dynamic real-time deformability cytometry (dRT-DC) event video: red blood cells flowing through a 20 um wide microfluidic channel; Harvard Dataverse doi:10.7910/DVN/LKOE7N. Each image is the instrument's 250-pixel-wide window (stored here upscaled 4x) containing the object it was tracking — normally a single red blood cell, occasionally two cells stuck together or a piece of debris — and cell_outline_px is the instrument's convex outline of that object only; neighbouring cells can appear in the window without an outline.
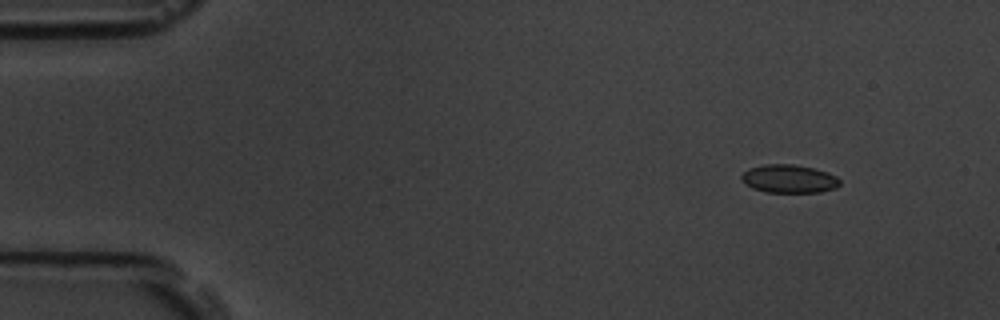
{"species": "common noctule bat (a hibernating species)", "species_latin": "Nyctalus noctula", "temperature_condition": "room temperature", "stored_images_in_passage": 5, "camera_frame_rate_fps": 3000, "um_per_image_px": 0.085, "animal": {"sex": "male", "body_mass_g": 19.5, "forearm_length_mm": 54.6}, "frame": {"image": 1, "passage_image": 2, "time_ms": 0.333, "image_size_px": [1000, 320], "cell_outline_px": [[840, 184], [836, 188], [820, 192], [764, 192], [752, 188], [744, 184], [740, 180], [740, 176], [748, 168], [764, 164], [792, 164], [812, 168], [828, 172], [836, 176], [840, 180]], "centroid_in_image_um": [67.03, 15.2], "position_along_channel_um": 18.0, "area_um2": 16.36}}
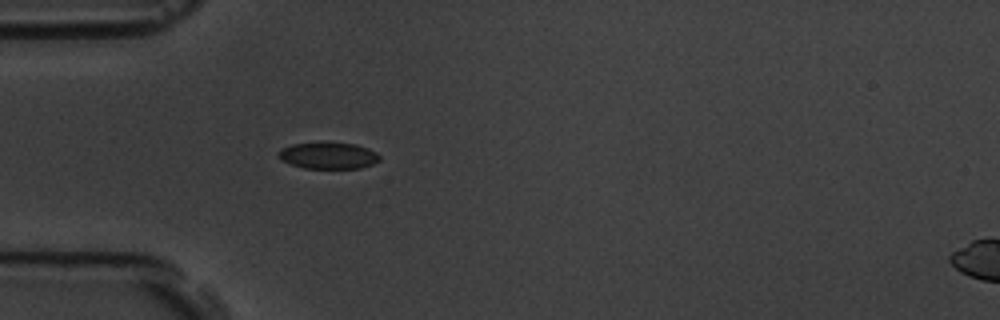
{"frame": {"image": 2, "passage_image": 5, "time_ms": 1.333, "image_size_px": [1000, 320], "cell_outline_px": [[380, 160], [372, 164], [360, 168], [304, 168], [280, 160], [276, 156], [276, 152], [280, 148], [292, 144], [324, 140], [356, 144], [368, 148], [376, 152], [380, 156]], "centroid_in_image_um": [27.85, 13.18], "position_along_channel_um": 57.1, "area_um2": 16.3}}